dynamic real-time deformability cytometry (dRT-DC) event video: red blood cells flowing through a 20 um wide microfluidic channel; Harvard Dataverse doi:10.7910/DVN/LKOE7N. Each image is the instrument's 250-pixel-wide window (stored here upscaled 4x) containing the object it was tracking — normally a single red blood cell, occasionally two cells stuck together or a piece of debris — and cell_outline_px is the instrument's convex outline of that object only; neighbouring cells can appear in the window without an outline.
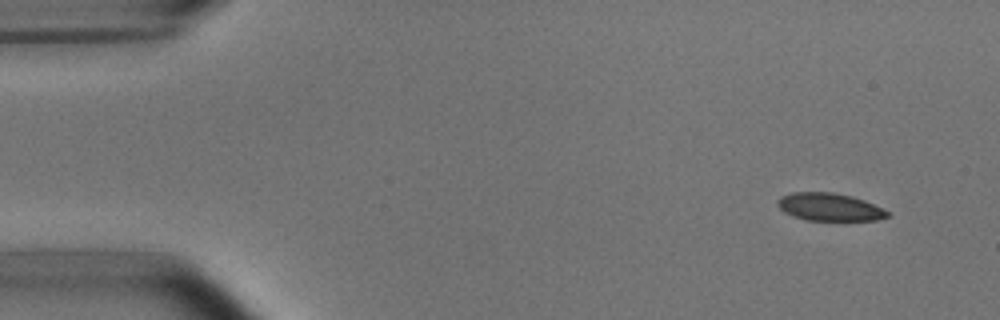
{"species": "common noctule bat (a hibernating species)", "species_latin": "Nyctalus noctula", "temperature_condition": "room temperature", "stored_images_in_passage": 15, "camera_frame_rate_fps": 3000, "um_per_image_px": 0.085, "animal": {"sex": "male", "body_mass_g": 15.6}, "frame": {"image": 1, "passage_image": 1, "time_ms": 0.0, "image_size_px": [1000, 320], "cell_outline_px": [[892, 216], [876, 220], [808, 220], [792, 216], [784, 212], [776, 204], [776, 200], [780, 196], [792, 192], [832, 192], [852, 196], [864, 200], [888, 212]], "centroid_in_image_um": [70.46, 17.59], "position_along_channel_um": 14.5, "area_um2": 17.74}}
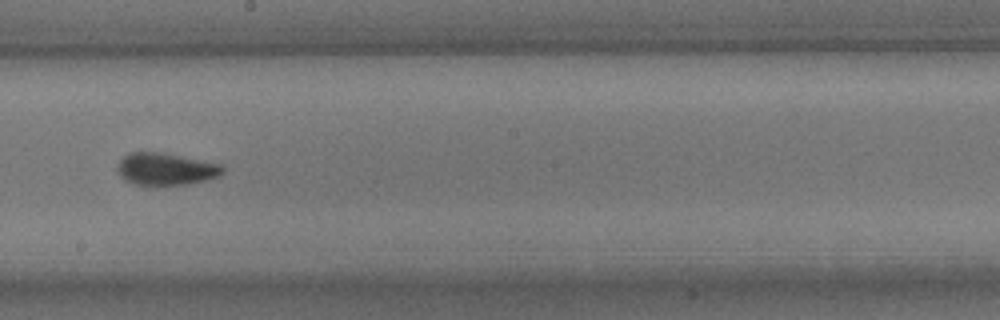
{"frame": {"image": 2, "passage_image": 8, "time_ms": 8.667, "image_size_px": [1000, 320], "cell_outline_px": [[224, 172], [220, 176], [188, 184], [156, 188], [136, 184], [124, 180], [120, 176], [116, 168], [120, 160], [124, 156], [132, 152], [156, 152], [224, 164]], "centroid_in_image_um": [14.09, 14.41], "position_along_channel_um": 234.1, "area_um2": 20.23}}
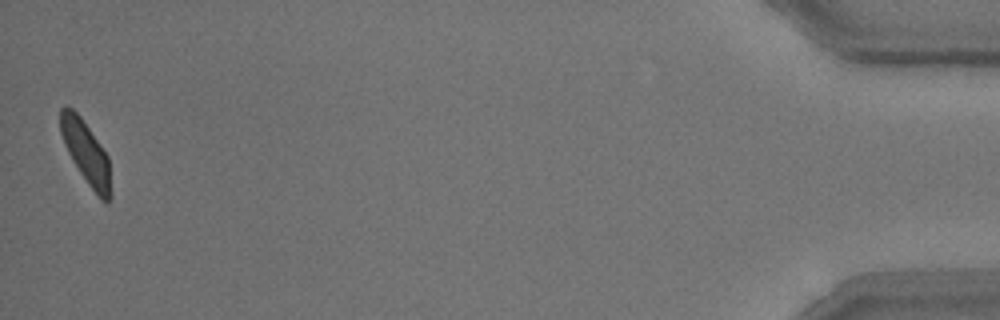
{"frame": {"image": 3, "passage_image": 14, "time_ms": 16.333, "image_size_px": [1000, 320], "cell_outline_px": [[112, 196], [108, 204], [100, 200], [88, 184], [72, 160], [64, 144], [60, 132], [60, 108], [72, 108], [80, 116], [108, 156], [112, 192]], "centroid_in_image_um": [7.34, 13.05], "position_along_channel_um": 427.9, "area_um2": 18.38}, "authors_computed_cell_mechanics": {"area_um2": 19.4208, "velocity_mm_per_s": 3.7215, "shape_relaxation_time_tau1_ms": 4.2086, "shape_relaxation_time_tau2_ms": 0.6779, "deformation_change_tau1": 0.1325, "deformation_change_tau2": 0.0424}}